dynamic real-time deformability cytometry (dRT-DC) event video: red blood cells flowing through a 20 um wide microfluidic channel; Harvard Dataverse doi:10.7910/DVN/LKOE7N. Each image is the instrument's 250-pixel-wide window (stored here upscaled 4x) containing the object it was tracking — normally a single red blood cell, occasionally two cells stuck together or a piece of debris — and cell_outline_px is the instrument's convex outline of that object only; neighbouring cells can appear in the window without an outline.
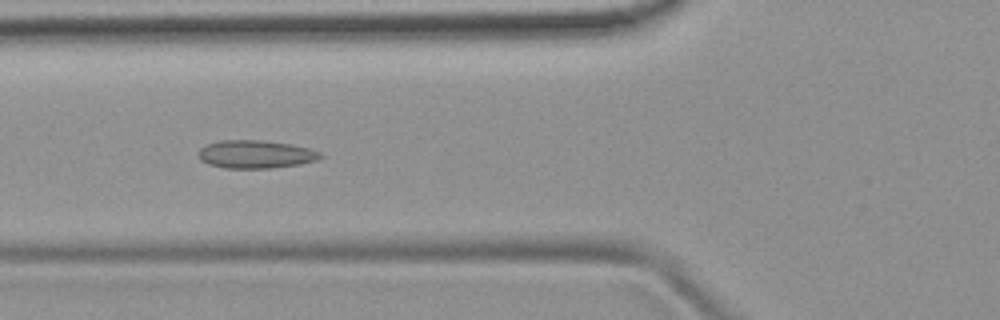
{"species": "common noctule bat (a hibernating species)", "species_latin": "Nyctalus noctula", "temperature_condition": "room temperature", "stored_images_in_passage": 51, "camera_frame_rate_fps": 3000, "um_per_image_px": 0.085, "animal": {"sex": "female", "body_mass_g": 19.9}, "frame": {"image": 1, "passage_image": 19, "time_ms": 6.0, "image_size_px": [1000, 320], "cell_outline_px": [[324, 156], [316, 160], [300, 164], [272, 168], [224, 168], [208, 164], [200, 160], [200, 148], [208, 144], [220, 140], [260, 140], [292, 144], [308, 148], [320, 152]], "centroid_in_image_um": [21.74, 13.11], "position_along_channel_um": 104.1, "area_um2": 19.88}}
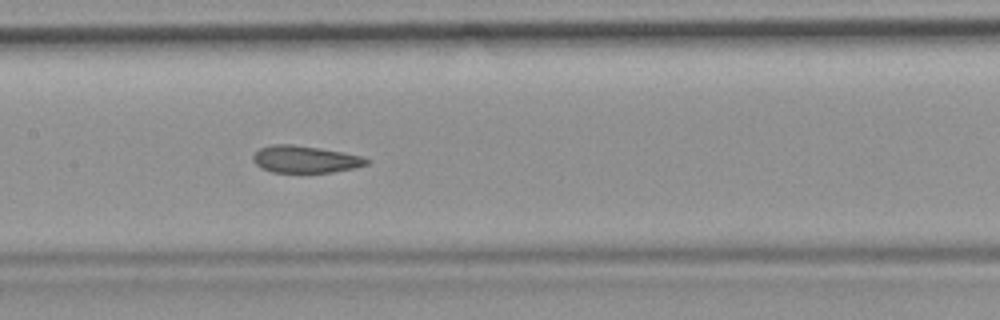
{"frame": {"image": 2, "passage_image": 25, "time_ms": 8.0, "image_size_px": [1000, 320], "cell_outline_px": [[372, 160], [368, 164], [356, 168], [332, 172], [272, 172], [260, 168], [252, 160], [252, 156], [260, 148], [272, 144], [292, 144], [320, 148], [344, 152], [364, 156]], "centroid_in_image_um": [25.98, 13.53], "position_along_channel_um": 181.4, "area_um2": 18.15}}
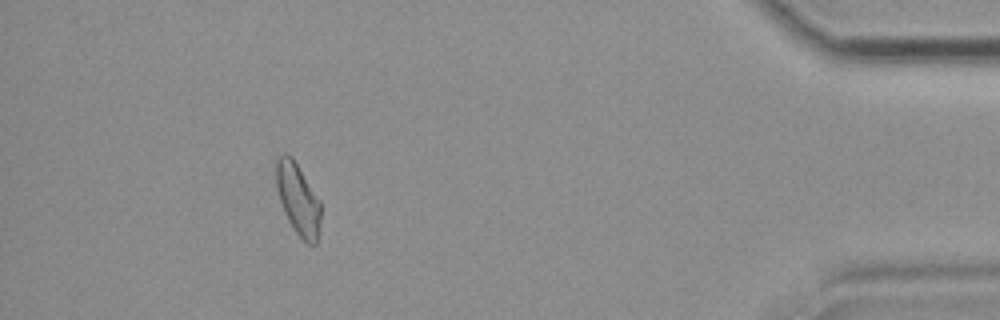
{"frame": {"image": 3, "passage_image": 47, "time_ms": 15.333, "image_size_px": [1000, 320], "cell_outline_px": [[320, 220], [316, 244], [308, 244], [296, 232], [288, 220], [284, 212], [276, 188], [276, 156], [284, 152], [288, 152], [292, 156], [320, 200]], "centroid_in_image_um": [25.31, 16.86], "position_along_channel_um": 409.9, "area_um2": 18.55}, "authors_computed_cell_mechanics": {"area_um2": 18.785, "velocity_mm_per_s": 3.8748, "shape_relaxation_time_tau1_ms": null, "shape_relaxation_time_tau2_ms": 1.9619, "deformation_change_tau1": null, "deformation_change_tau2": 0.0817}}